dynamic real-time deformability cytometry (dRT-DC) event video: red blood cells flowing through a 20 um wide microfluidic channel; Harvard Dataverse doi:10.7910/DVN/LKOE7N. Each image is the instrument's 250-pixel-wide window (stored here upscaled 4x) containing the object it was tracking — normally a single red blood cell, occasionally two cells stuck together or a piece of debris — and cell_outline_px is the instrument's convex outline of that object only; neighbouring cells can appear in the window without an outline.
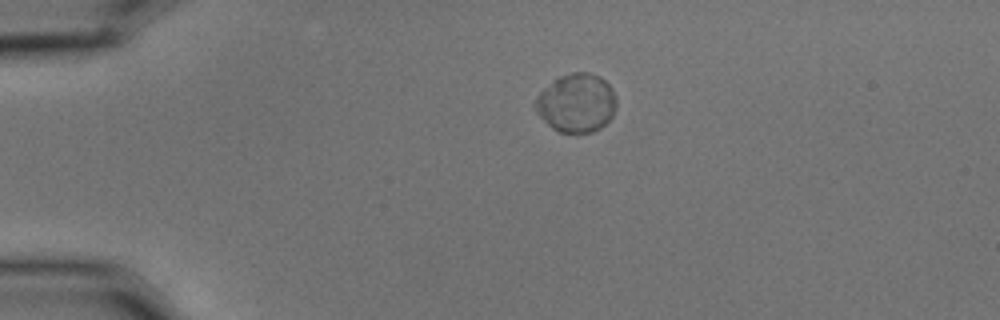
{"species": "common noctule bat (a hibernating species)", "species_latin": "Nyctalus noctula", "temperature_condition": "cold", "stored_images_in_passage": 5, "camera_frame_rate_fps": 3000, "um_per_image_px": 0.085, "animal": {"sex": "male", "body_mass_g": 15.6}, "frame": {"image": 1, "passage_image": 1, "time_ms": 0.0, "image_size_px": [1000, 320], "cell_outline_px": [[616, 108], [612, 116], [600, 128], [592, 132], [560, 132], [552, 128], [532, 108], [536, 96], [552, 80], [560, 76], [572, 72], [588, 72], [600, 76], [612, 88], [616, 96]], "centroid_in_image_um": [48.98, 8.73], "position_along_channel_um": 36.0, "area_um2": 27.86}}
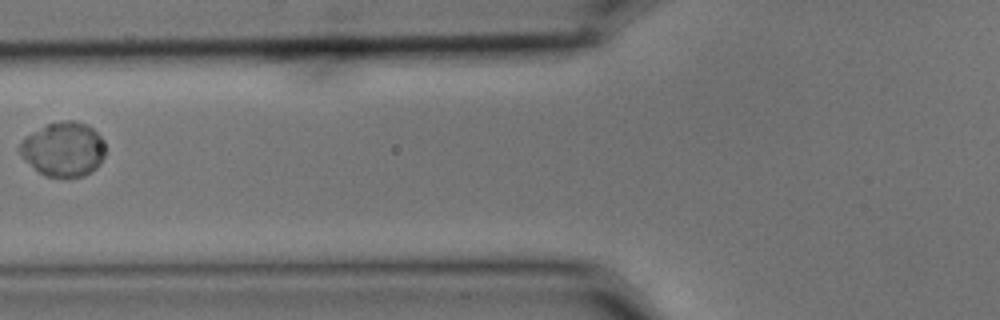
{"frame": {"image": 2, "passage_image": 4, "time_ms": 1.0, "image_size_px": [1000, 320], "cell_outline_px": [[104, 156], [100, 164], [96, 168], [84, 176], [48, 176], [40, 172], [16, 148], [32, 132], [44, 124], [64, 120], [72, 120], [84, 124], [92, 128], [100, 136], [104, 148]], "centroid_in_image_um": [5.41, 12.66], "position_along_channel_um": 120.4, "area_um2": 26.47}}
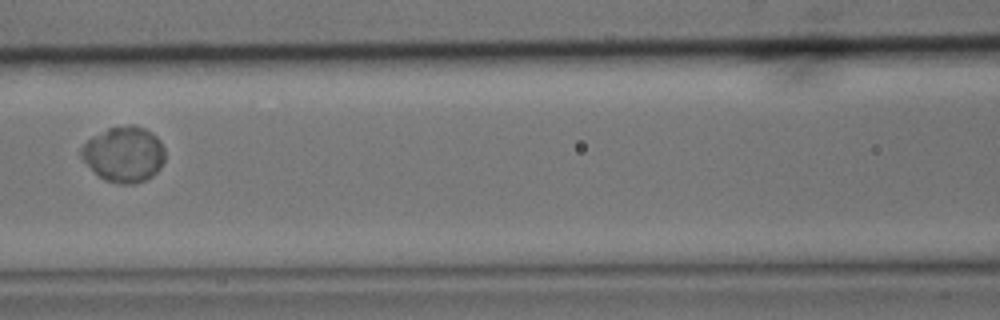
{"frame": {"image": 3, "passage_image": 5, "time_ms": 1.333, "image_size_px": [1000, 320], "cell_outline_px": [[164, 160], [160, 168], [152, 176], [144, 180], [132, 184], [120, 184], [104, 180], [80, 156], [80, 148], [92, 136], [108, 128], [128, 124], [132, 124], [144, 128], [152, 132], [160, 140], [164, 148]], "centroid_in_image_um": [10.55, 13.09], "position_along_channel_um": 156.1, "area_um2": 27.05}}